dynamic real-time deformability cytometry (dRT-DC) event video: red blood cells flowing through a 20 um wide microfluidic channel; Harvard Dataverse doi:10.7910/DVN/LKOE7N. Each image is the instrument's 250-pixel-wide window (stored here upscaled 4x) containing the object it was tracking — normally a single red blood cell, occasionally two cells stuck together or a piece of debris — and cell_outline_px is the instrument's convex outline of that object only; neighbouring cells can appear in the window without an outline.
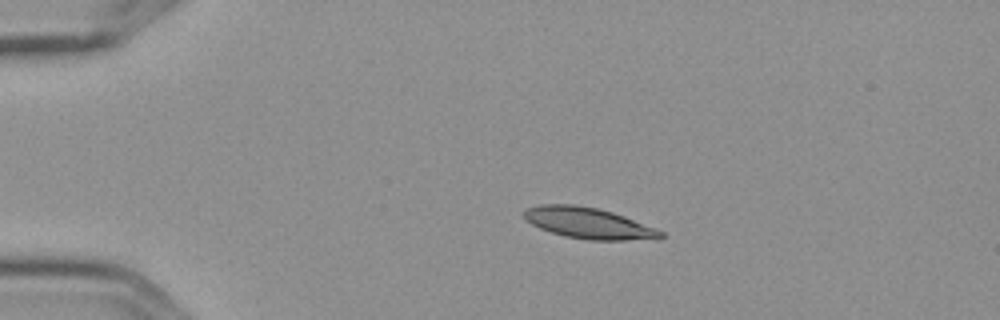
{"species": "Egyptian fruit bat (a non-hibernating species)", "species_latin": "Rousettus aegyptiacus", "temperature_condition": "cold", "stored_images_in_passage": 7, "camera_frame_rate_fps": 3000, "um_per_image_px": 0.085, "frame": {"image": 1, "passage_image": 3, "time_ms": 0.667, "image_size_px": [1000, 320], "cell_outline_px": [[664, 236], [660, 240], [588, 240], [564, 236], [540, 228], [532, 224], [524, 216], [524, 212], [528, 208], [540, 204], [572, 204], [596, 208], [612, 212], [624, 216], [656, 228], [664, 232]], "centroid_in_image_um": [50.1, 18.98], "position_along_channel_um": 34.9, "area_um2": 24.74}}
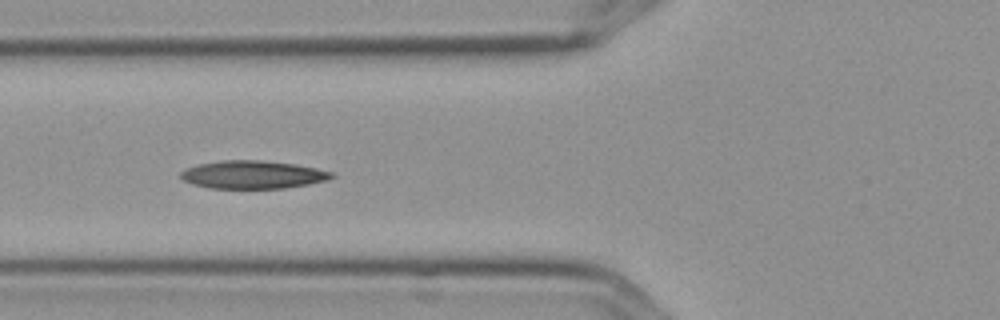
{"frame": {"image": 2, "passage_image": 6, "time_ms": 1.667, "image_size_px": [1000, 320], "cell_outline_px": [[336, 176], [328, 180], [308, 184], [284, 188], [208, 188], [192, 184], [184, 180], [180, 176], [180, 172], [184, 168], [196, 164], [224, 160], [260, 160], [296, 164], [316, 168], [332, 172]], "centroid_in_image_um": [21.47, 14.84], "position_along_channel_um": 104.3, "area_um2": 24.74}}
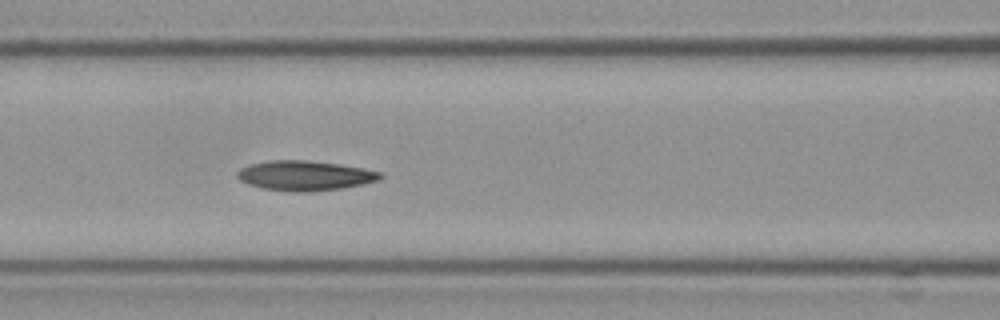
{"frame": {"image": 3, "passage_image": 7, "time_ms": 2.0, "image_size_px": [1000, 320], "cell_outline_px": [[384, 176], [380, 180], [364, 184], [340, 188], [308, 192], [288, 192], [260, 188], [248, 184], [240, 180], [236, 176], [236, 172], [240, 168], [248, 164], [268, 160], [304, 160], [340, 164], [380, 172]], "centroid_in_image_um": [25.86, 14.93], "position_along_channel_um": 140.7, "area_um2": 25.09}}